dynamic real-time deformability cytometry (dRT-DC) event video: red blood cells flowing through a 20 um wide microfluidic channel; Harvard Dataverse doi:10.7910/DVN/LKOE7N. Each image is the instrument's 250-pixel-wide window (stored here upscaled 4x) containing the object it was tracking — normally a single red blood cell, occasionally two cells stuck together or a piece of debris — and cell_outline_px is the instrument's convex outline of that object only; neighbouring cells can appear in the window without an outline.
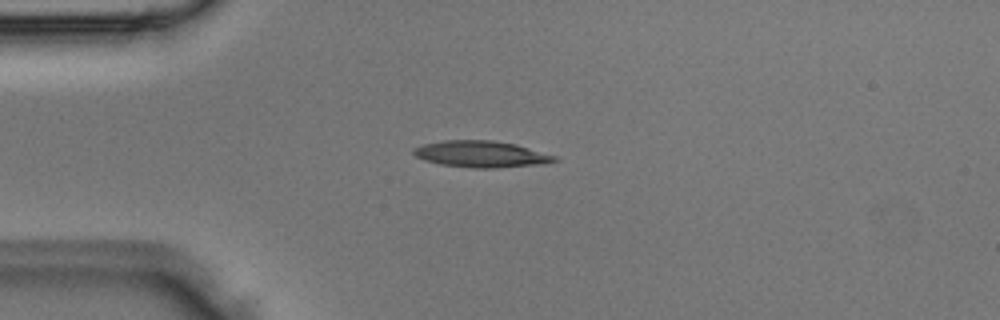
{"species": "Egyptian fruit bat (a non-hibernating species)", "species_latin": "Rousettus aegyptiacus", "temperature_condition": "room temperature", "stored_images_in_passage": 3, "camera_frame_rate_fps": 3000, "um_per_image_px": 0.085, "animal": {"sex": "male"}, "frame": {"image": 1, "passage_image": 3, "time_ms": 0.667, "image_size_px": [1000, 320], "cell_outline_px": [[560, 160], [544, 164], [496, 168], [472, 168], [440, 164], [424, 160], [416, 156], [412, 152], [412, 148], [424, 144], [444, 140], [492, 140], [516, 144], [556, 156]], "centroid_in_image_um": [40.91, 13.1], "position_along_channel_um": 44.1, "area_um2": 21.85}}